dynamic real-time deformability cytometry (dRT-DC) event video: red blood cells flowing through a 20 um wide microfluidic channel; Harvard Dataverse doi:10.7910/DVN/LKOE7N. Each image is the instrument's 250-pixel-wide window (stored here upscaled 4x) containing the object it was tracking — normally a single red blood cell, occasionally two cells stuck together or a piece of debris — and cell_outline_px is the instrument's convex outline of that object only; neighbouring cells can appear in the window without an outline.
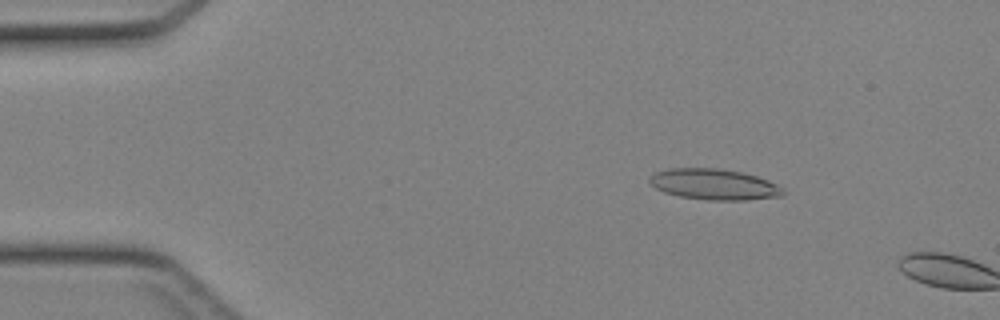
{"species": "Egyptian fruit bat (a non-hibernating species)", "species_latin": "Rousettus aegyptiacus", "temperature_condition": "cold", "stored_images_in_passage": 8, "camera_frame_rate_fps": 3000, "um_per_image_px": 0.085, "animal": {"sex": "female"}, "frame": {"image": 1, "passage_image": 6, "time_ms": 1.667, "image_size_px": [1000, 320], "cell_outline_px": [[784, 196], [744, 200], [708, 200], [680, 196], [664, 192], [656, 188], [648, 180], [656, 172], [668, 168], [720, 168], [740, 172], [756, 176], [768, 180], [784, 188]], "centroid_in_image_um": [60.72, 15.67], "position_along_channel_um": 24.3, "area_um2": 23.93}}